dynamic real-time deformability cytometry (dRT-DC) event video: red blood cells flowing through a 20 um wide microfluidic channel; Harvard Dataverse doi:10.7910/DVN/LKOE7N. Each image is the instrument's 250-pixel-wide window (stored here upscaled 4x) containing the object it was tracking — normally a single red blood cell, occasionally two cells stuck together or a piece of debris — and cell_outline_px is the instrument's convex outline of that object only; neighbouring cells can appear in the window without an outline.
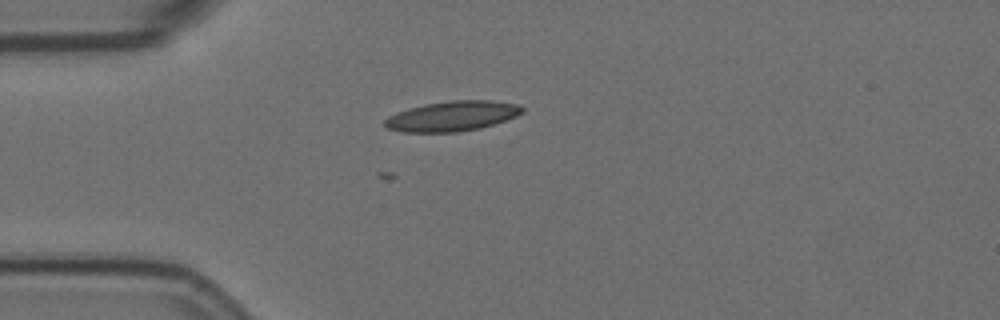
{"species": "Egyptian fruit bat (a non-hibernating species)", "species_latin": "Rousettus aegyptiacus", "temperature_condition": "room temperature", "stored_images_in_passage": 7, "camera_frame_rate_fps": 3000, "um_per_image_px": 0.085, "animal": {"sex": "female"}, "frame": {"image": 1, "passage_image": 7, "time_ms": 2.0, "image_size_px": [1000, 320], "cell_outline_px": [[524, 112], [516, 116], [480, 128], [456, 132], [404, 132], [388, 128], [384, 124], [384, 120], [388, 116], [396, 112], [408, 108], [424, 104], [452, 100], [488, 100], [516, 104], [524, 108]], "centroid_in_image_um": [38.41, 9.86], "position_along_channel_um": 46.6, "area_um2": 23.93}}